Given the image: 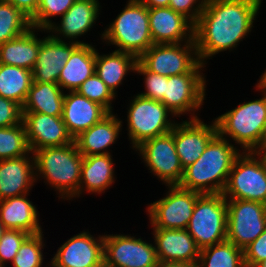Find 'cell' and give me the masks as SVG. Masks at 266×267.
Listing matches in <instances>:
<instances>
[{
  "label": "cell",
  "mask_w": 266,
  "mask_h": 267,
  "mask_svg": "<svg viewBox=\"0 0 266 267\" xmlns=\"http://www.w3.org/2000/svg\"><path fill=\"white\" fill-rule=\"evenodd\" d=\"M111 154L83 156L78 198L84 191L102 194L114 183V165Z\"/></svg>",
  "instance_id": "obj_26"
},
{
  "label": "cell",
  "mask_w": 266,
  "mask_h": 267,
  "mask_svg": "<svg viewBox=\"0 0 266 267\" xmlns=\"http://www.w3.org/2000/svg\"><path fill=\"white\" fill-rule=\"evenodd\" d=\"M153 230L158 262L198 263L201 249L187 229Z\"/></svg>",
  "instance_id": "obj_19"
},
{
  "label": "cell",
  "mask_w": 266,
  "mask_h": 267,
  "mask_svg": "<svg viewBox=\"0 0 266 267\" xmlns=\"http://www.w3.org/2000/svg\"><path fill=\"white\" fill-rule=\"evenodd\" d=\"M32 155L35 160L36 182L37 178L42 177L46 180L45 184L54 187L62 199L78 197L83 156L75 142L36 150Z\"/></svg>",
  "instance_id": "obj_3"
},
{
  "label": "cell",
  "mask_w": 266,
  "mask_h": 267,
  "mask_svg": "<svg viewBox=\"0 0 266 267\" xmlns=\"http://www.w3.org/2000/svg\"><path fill=\"white\" fill-rule=\"evenodd\" d=\"M256 267H266V259L260 262Z\"/></svg>",
  "instance_id": "obj_50"
},
{
  "label": "cell",
  "mask_w": 266,
  "mask_h": 267,
  "mask_svg": "<svg viewBox=\"0 0 266 267\" xmlns=\"http://www.w3.org/2000/svg\"><path fill=\"white\" fill-rule=\"evenodd\" d=\"M31 234L21 231L7 229L0 240V265L5 267V262H12L15 255L18 253L23 242Z\"/></svg>",
  "instance_id": "obj_38"
},
{
  "label": "cell",
  "mask_w": 266,
  "mask_h": 267,
  "mask_svg": "<svg viewBox=\"0 0 266 267\" xmlns=\"http://www.w3.org/2000/svg\"><path fill=\"white\" fill-rule=\"evenodd\" d=\"M31 27L27 15L13 4L0 0V44L13 40Z\"/></svg>",
  "instance_id": "obj_33"
},
{
  "label": "cell",
  "mask_w": 266,
  "mask_h": 267,
  "mask_svg": "<svg viewBox=\"0 0 266 267\" xmlns=\"http://www.w3.org/2000/svg\"><path fill=\"white\" fill-rule=\"evenodd\" d=\"M98 53L96 50L95 73L116 96V89L122 84L127 73H135L138 58L133 54L116 50L107 55Z\"/></svg>",
  "instance_id": "obj_29"
},
{
  "label": "cell",
  "mask_w": 266,
  "mask_h": 267,
  "mask_svg": "<svg viewBox=\"0 0 266 267\" xmlns=\"http://www.w3.org/2000/svg\"><path fill=\"white\" fill-rule=\"evenodd\" d=\"M104 267H156L155 245L123 234L104 235Z\"/></svg>",
  "instance_id": "obj_13"
},
{
  "label": "cell",
  "mask_w": 266,
  "mask_h": 267,
  "mask_svg": "<svg viewBox=\"0 0 266 267\" xmlns=\"http://www.w3.org/2000/svg\"><path fill=\"white\" fill-rule=\"evenodd\" d=\"M104 235L98 238L89 231L74 235L51 259L50 267H104Z\"/></svg>",
  "instance_id": "obj_15"
},
{
  "label": "cell",
  "mask_w": 266,
  "mask_h": 267,
  "mask_svg": "<svg viewBox=\"0 0 266 267\" xmlns=\"http://www.w3.org/2000/svg\"><path fill=\"white\" fill-rule=\"evenodd\" d=\"M253 153L261 161L262 165L266 169V146H258ZM260 157V158H259Z\"/></svg>",
  "instance_id": "obj_46"
},
{
  "label": "cell",
  "mask_w": 266,
  "mask_h": 267,
  "mask_svg": "<svg viewBox=\"0 0 266 267\" xmlns=\"http://www.w3.org/2000/svg\"><path fill=\"white\" fill-rule=\"evenodd\" d=\"M198 267H246L244 250L228 240L200 250Z\"/></svg>",
  "instance_id": "obj_32"
},
{
  "label": "cell",
  "mask_w": 266,
  "mask_h": 267,
  "mask_svg": "<svg viewBox=\"0 0 266 267\" xmlns=\"http://www.w3.org/2000/svg\"><path fill=\"white\" fill-rule=\"evenodd\" d=\"M35 27L29 28L20 36L0 44V64L18 66L33 70L41 39L37 37Z\"/></svg>",
  "instance_id": "obj_28"
},
{
  "label": "cell",
  "mask_w": 266,
  "mask_h": 267,
  "mask_svg": "<svg viewBox=\"0 0 266 267\" xmlns=\"http://www.w3.org/2000/svg\"><path fill=\"white\" fill-rule=\"evenodd\" d=\"M22 122V106L0 96V128L15 126Z\"/></svg>",
  "instance_id": "obj_40"
},
{
  "label": "cell",
  "mask_w": 266,
  "mask_h": 267,
  "mask_svg": "<svg viewBox=\"0 0 266 267\" xmlns=\"http://www.w3.org/2000/svg\"><path fill=\"white\" fill-rule=\"evenodd\" d=\"M135 149L139 151L150 173L166 186L179 185L184 169L175 148L174 127L169 133L143 141Z\"/></svg>",
  "instance_id": "obj_12"
},
{
  "label": "cell",
  "mask_w": 266,
  "mask_h": 267,
  "mask_svg": "<svg viewBox=\"0 0 266 267\" xmlns=\"http://www.w3.org/2000/svg\"><path fill=\"white\" fill-rule=\"evenodd\" d=\"M256 88L258 89V91H262L264 94H266V70L260 77L259 82L256 84Z\"/></svg>",
  "instance_id": "obj_47"
},
{
  "label": "cell",
  "mask_w": 266,
  "mask_h": 267,
  "mask_svg": "<svg viewBox=\"0 0 266 267\" xmlns=\"http://www.w3.org/2000/svg\"><path fill=\"white\" fill-rule=\"evenodd\" d=\"M169 114L174 116L161 101L139 94L134 96L127 112L128 136L132 148L147 139L171 132L176 123L168 118Z\"/></svg>",
  "instance_id": "obj_8"
},
{
  "label": "cell",
  "mask_w": 266,
  "mask_h": 267,
  "mask_svg": "<svg viewBox=\"0 0 266 267\" xmlns=\"http://www.w3.org/2000/svg\"><path fill=\"white\" fill-rule=\"evenodd\" d=\"M33 83L32 71L0 64V96L23 106Z\"/></svg>",
  "instance_id": "obj_31"
},
{
  "label": "cell",
  "mask_w": 266,
  "mask_h": 267,
  "mask_svg": "<svg viewBox=\"0 0 266 267\" xmlns=\"http://www.w3.org/2000/svg\"><path fill=\"white\" fill-rule=\"evenodd\" d=\"M156 267H198L197 263H186V262H158Z\"/></svg>",
  "instance_id": "obj_45"
},
{
  "label": "cell",
  "mask_w": 266,
  "mask_h": 267,
  "mask_svg": "<svg viewBox=\"0 0 266 267\" xmlns=\"http://www.w3.org/2000/svg\"><path fill=\"white\" fill-rule=\"evenodd\" d=\"M35 182L34 156L0 160V201L28 194Z\"/></svg>",
  "instance_id": "obj_22"
},
{
  "label": "cell",
  "mask_w": 266,
  "mask_h": 267,
  "mask_svg": "<svg viewBox=\"0 0 266 267\" xmlns=\"http://www.w3.org/2000/svg\"><path fill=\"white\" fill-rule=\"evenodd\" d=\"M33 154L30 150L24 123L0 128V160Z\"/></svg>",
  "instance_id": "obj_34"
},
{
  "label": "cell",
  "mask_w": 266,
  "mask_h": 267,
  "mask_svg": "<svg viewBox=\"0 0 266 267\" xmlns=\"http://www.w3.org/2000/svg\"><path fill=\"white\" fill-rule=\"evenodd\" d=\"M54 39L51 35L41 39L35 66L32 70L33 82L57 83L63 66L72 51L79 45L75 42Z\"/></svg>",
  "instance_id": "obj_21"
},
{
  "label": "cell",
  "mask_w": 266,
  "mask_h": 267,
  "mask_svg": "<svg viewBox=\"0 0 266 267\" xmlns=\"http://www.w3.org/2000/svg\"><path fill=\"white\" fill-rule=\"evenodd\" d=\"M148 8L169 7L170 0H139Z\"/></svg>",
  "instance_id": "obj_44"
},
{
  "label": "cell",
  "mask_w": 266,
  "mask_h": 267,
  "mask_svg": "<svg viewBox=\"0 0 266 267\" xmlns=\"http://www.w3.org/2000/svg\"><path fill=\"white\" fill-rule=\"evenodd\" d=\"M262 98L239 104L217 118V133L230 137L243 152H253L263 138L266 128V94Z\"/></svg>",
  "instance_id": "obj_4"
},
{
  "label": "cell",
  "mask_w": 266,
  "mask_h": 267,
  "mask_svg": "<svg viewBox=\"0 0 266 267\" xmlns=\"http://www.w3.org/2000/svg\"><path fill=\"white\" fill-rule=\"evenodd\" d=\"M266 228V205L227 199V240L244 250Z\"/></svg>",
  "instance_id": "obj_10"
},
{
  "label": "cell",
  "mask_w": 266,
  "mask_h": 267,
  "mask_svg": "<svg viewBox=\"0 0 266 267\" xmlns=\"http://www.w3.org/2000/svg\"><path fill=\"white\" fill-rule=\"evenodd\" d=\"M75 1L40 0L36 13L30 18L31 26L48 33L47 29L54 23L51 17H62Z\"/></svg>",
  "instance_id": "obj_35"
},
{
  "label": "cell",
  "mask_w": 266,
  "mask_h": 267,
  "mask_svg": "<svg viewBox=\"0 0 266 267\" xmlns=\"http://www.w3.org/2000/svg\"><path fill=\"white\" fill-rule=\"evenodd\" d=\"M23 123L32 153L43 148L60 147L74 142L61 116L23 112Z\"/></svg>",
  "instance_id": "obj_16"
},
{
  "label": "cell",
  "mask_w": 266,
  "mask_h": 267,
  "mask_svg": "<svg viewBox=\"0 0 266 267\" xmlns=\"http://www.w3.org/2000/svg\"><path fill=\"white\" fill-rule=\"evenodd\" d=\"M99 4L98 0H76L61 17L60 24L53 23L47 31L51 32L50 35L57 40H62L63 37L68 38L70 42L88 44L75 38L84 35L95 25L100 14Z\"/></svg>",
  "instance_id": "obj_20"
},
{
  "label": "cell",
  "mask_w": 266,
  "mask_h": 267,
  "mask_svg": "<svg viewBox=\"0 0 266 267\" xmlns=\"http://www.w3.org/2000/svg\"><path fill=\"white\" fill-rule=\"evenodd\" d=\"M259 146H266V128Z\"/></svg>",
  "instance_id": "obj_49"
},
{
  "label": "cell",
  "mask_w": 266,
  "mask_h": 267,
  "mask_svg": "<svg viewBox=\"0 0 266 267\" xmlns=\"http://www.w3.org/2000/svg\"><path fill=\"white\" fill-rule=\"evenodd\" d=\"M168 194L147 207L150 224L153 228L187 229L195 202L201 195L178 185L168 186Z\"/></svg>",
  "instance_id": "obj_11"
},
{
  "label": "cell",
  "mask_w": 266,
  "mask_h": 267,
  "mask_svg": "<svg viewBox=\"0 0 266 267\" xmlns=\"http://www.w3.org/2000/svg\"><path fill=\"white\" fill-rule=\"evenodd\" d=\"M100 35L106 44L119 47L116 51L139 58L154 44L149 28L148 7L139 0H128L122 12Z\"/></svg>",
  "instance_id": "obj_5"
},
{
  "label": "cell",
  "mask_w": 266,
  "mask_h": 267,
  "mask_svg": "<svg viewBox=\"0 0 266 267\" xmlns=\"http://www.w3.org/2000/svg\"><path fill=\"white\" fill-rule=\"evenodd\" d=\"M138 61L148 71L167 77L201 73L202 67H206L198 58L194 39L183 43L153 44Z\"/></svg>",
  "instance_id": "obj_7"
},
{
  "label": "cell",
  "mask_w": 266,
  "mask_h": 267,
  "mask_svg": "<svg viewBox=\"0 0 266 267\" xmlns=\"http://www.w3.org/2000/svg\"><path fill=\"white\" fill-rule=\"evenodd\" d=\"M206 79L203 73H186L167 77L164 97L161 102L173 113L180 117L190 112V119L199 118L196 110L204 103ZM192 111V113H191Z\"/></svg>",
  "instance_id": "obj_14"
},
{
  "label": "cell",
  "mask_w": 266,
  "mask_h": 267,
  "mask_svg": "<svg viewBox=\"0 0 266 267\" xmlns=\"http://www.w3.org/2000/svg\"><path fill=\"white\" fill-rule=\"evenodd\" d=\"M96 49L92 44H79L63 66L57 84L68 92L76 91L95 73Z\"/></svg>",
  "instance_id": "obj_27"
},
{
  "label": "cell",
  "mask_w": 266,
  "mask_h": 267,
  "mask_svg": "<svg viewBox=\"0 0 266 267\" xmlns=\"http://www.w3.org/2000/svg\"><path fill=\"white\" fill-rule=\"evenodd\" d=\"M205 1L206 0H170L169 7L177 13L182 14L194 25L203 11Z\"/></svg>",
  "instance_id": "obj_41"
},
{
  "label": "cell",
  "mask_w": 266,
  "mask_h": 267,
  "mask_svg": "<svg viewBox=\"0 0 266 267\" xmlns=\"http://www.w3.org/2000/svg\"><path fill=\"white\" fill-rule=\"evenodd\" d=\"M68 93L64 95L61 117L71 136L76 138L81 132L98 123L109 112L99 103L87 99L77 91Z\"/></svg>",
  "instance_id": "obj_23"
},
{
  "label": "cell",
  "mask_w": 266,
  "mask_h": 267,
  "mask_svg": "<svg viewBox=\"0 0 266 267\" xmlns=\"http://www.w3.org/2000/svg\"><path fill=\"white\" fill-rule=\"evenodd\" d=\"M31 18L37 11L40 0H5Z\"/></svg>",
  "instance_id": "obj_43"
},
{
  "label": "cell",
  "mask_w": 266,
  "mask_h": 267,
  "mask_svg": "<svg viewBox=\"0 0 266 267\" xmlns=\"http://www.w3.org/2000/svg\"><path fill=\"white\" fill-rule=\"evenodd\" d=\"M207 125L200 118L185 120L174 125V143L180 163L184 168L196 162L206 146L217 134V125Z\"/></svg>",
  "instance_id": "obj_17"
},
{
  "label": "cell",
  "mask_w": 266,
  "mask_h": 267,
  "mask_svg": "<svg viewBox=\"0 0 266 267\" xmlns=\"http://www.w3.org/2000/svg\"><path fill=\"white\" fill-rule=\"evenodd\" d=\"M24 194L0 201V221L6 229L21 230L31 235L39 234L42 228L38 210Z\"/></svg>",
  "instance_id": "obj_25"
},
{
  "label": "cell",
  "mask_w": 266,
  "mask_h": 267,
  "mask_svg": "<svg viewBox=\"0 0 266 267\" xmlns=\"http://www.w3.org/2000/svg\"><path fill=\"white\" fill-rule=\"evenodd\" d=\"M187 231L200 249L227 240V199L222 193L197 198Z\"/></svg>",
  "instance_id": "obj_6"
},
{
  "label": "cell",
  "mask_w": 266,
  "mask_h": 267,
  "mask_svg": "<svg viewBox=\"0 0 266 267\" xmlns=\"http://www.w3.org/2000/svg\"><path fill=\"white\" fill-rule=\"evenodd\" d=\"M76 91L87 99L99 103L108 112H112L111 104L116 96L96 73L87 78Z\"/></svg>",
  "instance_id": "obj_37"
},
{
  "label": "cell",
  "mask_w": 266,
  "mask_h": 267,
  "mask_svg": "<svg viewBox=\"0 0 266 267\" xmlns=\"http://www.w3.org/2000/svg\"><path fill=\"white\" fill-rule=\"evenodd\" d=\"M218 133L193 164L184 168L179 187L201 194L223 193L235 159L241 154ZM240 152V153H239Z\"/></svg>",
  "instance_id": "obj_2"
},
{
  "label": "cell",
  "mask_w": 266,
  "mask_h": 267,
  "mask_svg": "<svg viewBox=\"0 0 266 267\" xmlns=\"http://www.w3.org/2000/svg\"><path fill=\"white\" fill-rule=\"evenodd\" d=\"M149 28L154 44L193 40L194 25L170 7L148 8Z\"/></svg>",
  "instance_id": "obj_18"
},
{
  "label": "cell",
  "mask_w": 266,
  "mask_h": 267,
  "mask_svg": "<svg viewBox=\"0 0 266 267\" xmlns=\"http://www.w3.org/2000/svg\"><path fill=\"white\" fill-rule=\"evenodd\" d=\"M262 1H205L203 11L193 29V39L202 64H206L208 58L219 52L231 51L245 39L254 27L253 23Z\"/></svg>",
  "instance_id": "obj_1"
},
{
  "label": "cell",
  "mask_w": 266,
  "mask_h": 267,
  "mask_svg": "<svg viewBox=\"0 0 266 267\" xmlns=\"http://www.w3.org/2000/svg\"><path fill=\"white\" fill-rule=\"evenodd\" d=\"M222 194L226 199L266 205V169L253 152H242L235 159Z\"/></svg>",
  "instance_id": "obj_9"
},
{
  "label": "cell",
  "mask_w": 266,
  "mask_h": 267,
  "mask_svg": "<svg viewBox=\"0 0 266 267\" xmlns=\"http://www.w3.org/2000/svg\"><path fill=\"white\" fill-rule=\"evenodd\" d=\"M135 72L143 75V77L145 76L144 84L146 91L139 93V95L145 98L161 101L164 97V88L167 76L148 71L139 61L136 64Z\"/></svg>",
  "instance_id": "obj_39"
},
{
  "label": "cell",
  "mask_w": 266,
  "mask_h": 267,
  "mask_svg": "<svg viewBox=\"0 0 266 267\" xmlns=\"http://www.w3.org/2000/svg\"><path fill=\"white\" fill-rule=\"evenodd\" d=\"M64 95V91L57 83L33 82L22 111L62 116Z\"/></svg>",
  "instance_id": "obj_30"
},
{
  "label": "cell",
  "mask_w": 266,
  "mask_h": 267,
  "mask_svg": "<svg viewBox=\"0 0 266 267\" xmlns=\"http://www.w3.org/2000/svg\"><path fill=\"white\" fill-rule=\"evenodd\" d=\"M6 227L3 225V223L0 221V240L3 237L4 232L6 231Z\"/></svg>",
  "instance_id": "obj_48"
},
{
  "label": "cell",
  "mask_w": 266,
  "mask_h": 267,
  "mask_svg": "<svg viewBox=\"0 0 266 267\" xmlns=\"http://www.w3.org/2000/svg\"><path fill=\"white\" fill-rule=\"evenodd\" d=\"M43 232L30 235L21 245L18 253L15 255L13 267H42L44 237Z\"/></svg>",
  "instance_id": "obj_36"
},
{
  "label": "cell",
  "mask_w": 266,
  "mask_h": 267,
  "mask_svg": "<svg viewBox=\"0 0 266 267\" xmlns=\"http://www.w3.org/2000/svg\"><path fill=\"white\" fill-rule=\"evenodd\" d=\"M266 259V228L255 241L244 249V263L246 267H256Z\"/></svg>",
  "instance_id": "obj_42"
},
{
  "label": "cell",
  "mask_w": 266,
  "mask_h": 267,
  "mask_svg": "<svg viewBox=\"0 0 266 267\" xmlns=\"http://www.w3.org/2000/svg\"><path fill=\"white\" fill-rule=\"evenodd\" d=\"M121 127L122 120L109 112L98 123L81 132L74 142L82 156L110 154L106 149L116 143Z\"/></svg>",
  "instance_id": "obj_24"
}]
</instances>
